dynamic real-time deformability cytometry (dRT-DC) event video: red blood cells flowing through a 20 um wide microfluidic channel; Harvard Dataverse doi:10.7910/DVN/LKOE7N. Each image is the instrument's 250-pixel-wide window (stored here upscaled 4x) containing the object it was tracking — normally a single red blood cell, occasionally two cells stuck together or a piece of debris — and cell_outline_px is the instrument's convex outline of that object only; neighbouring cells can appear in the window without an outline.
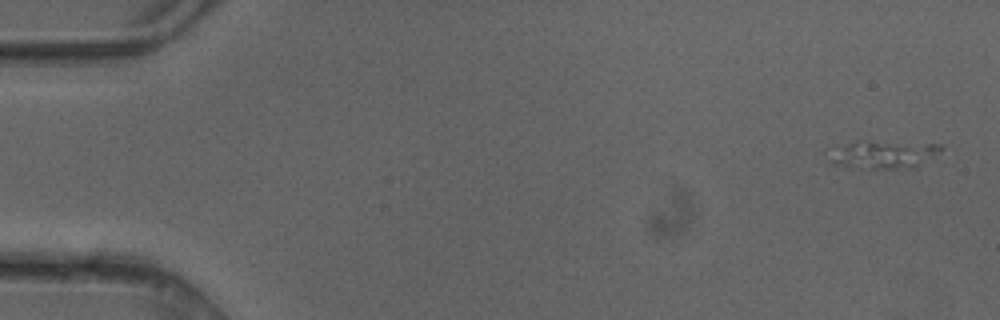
{"species": "common noctule bat (a hibernating species)", "species_latin": "Nyctalus noctula", "temperature_condition": "cold", "stored_images_in_passage": 5, "camera_frame_rate_fps": 3000, "um_per_image_px": 0.085, "animal": {"sex": "female"}, "frame": {"image": 1, "passage_image": 1, "time_ms": 0.0, "image_size_px": [1000, 320], "cell_outline_px": [[944, 148], [916, 168], [848, 168], [832, 164], [824, 152], [824, 148], [856, 140], [940, 144]], "centroid_in_image_um": [74.89, 13.11], "position_along_channel_um": 10.1, "area_um2": 19.13}}